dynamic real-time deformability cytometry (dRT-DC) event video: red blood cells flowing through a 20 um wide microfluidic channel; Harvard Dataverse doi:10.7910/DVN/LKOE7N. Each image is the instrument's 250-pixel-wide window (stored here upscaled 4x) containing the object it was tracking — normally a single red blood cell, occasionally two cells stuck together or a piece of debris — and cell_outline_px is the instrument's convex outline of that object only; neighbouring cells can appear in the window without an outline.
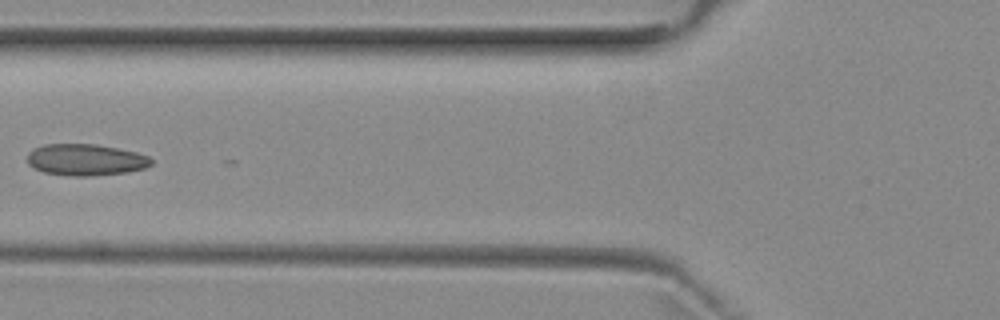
{"species": "common noctule bat (a hibernating species)", "species_latin": "Nyctalus noctula", "temperature_condition": "room temperature", "stored_images_in_passage": 7, "camera_frame_rate_fps": 3000, "um_per_image_px": 0.085, "animal": {"sex": "female", "body_mass_g": 29.2, "forearm_length_mm": 56.3}, "frame": {"image": 1, "passage_image": 6, "time_ms": 6.0, "image_size_px": [1000, 320], "cell_outline_px": [[152, 164], [144, 168], [128, 172], [92, 176], [72, 176], [44, 172], [28, 164], [28, 152], [32, 148], [44, 144], [92, 144], [116, 148], [136, 152], [148, 156], [152, 160]], "centroid_in_image_um": [7.27, 13.58], "position_along_channel_um": 118.5, "area_um2": 22.72}}
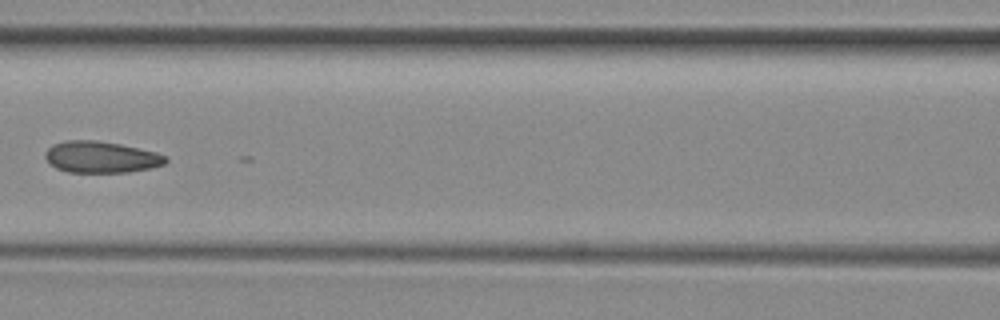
{"frame": {"image": 2, "passage_image": 7, "time_ms": 7.0, "image_size_px": [1000, 320], "cell_outline_px": [[168, 160], [164, 164], [152, 168], [128, 172], [68, 172], [56, 168], [44, 156], [44, 152], [48, 148], [56, 144], [68, 140], [96, 140], [120, 144], [156, 152], [168, 156]], "centroid_in_image_um": [8.63, 13.35], "position_along_channel_um": 158.0, "area_um2": 22.02}}